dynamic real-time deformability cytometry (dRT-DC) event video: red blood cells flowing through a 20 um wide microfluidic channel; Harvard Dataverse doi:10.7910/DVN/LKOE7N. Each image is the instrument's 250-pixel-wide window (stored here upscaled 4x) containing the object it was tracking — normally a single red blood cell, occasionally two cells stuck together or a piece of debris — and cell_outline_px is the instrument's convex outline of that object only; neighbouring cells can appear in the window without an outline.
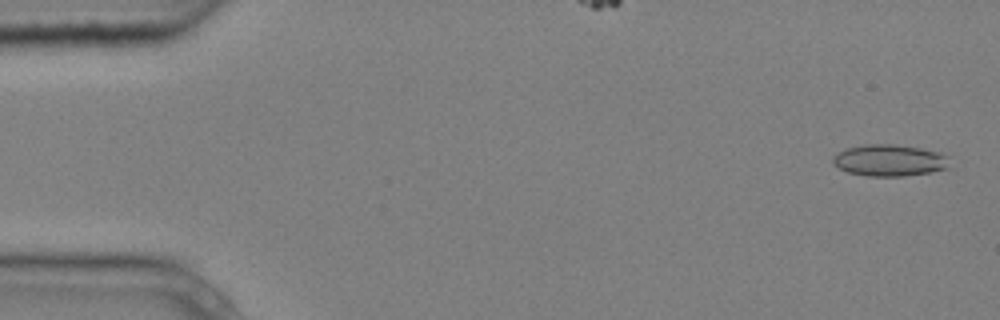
{"species": "common noctule bat (a hibernating species)", "species_latin": "Nyctalus noctula", "temperature_condition": "cold", "stored_images_in_passage": 4, "camera_frame_rate_fps": 3000, "um_per_image_px": 0.085, "animal": {"sex": "male", "body_mass_g": 20.4}, "frame": {"image": 1, "passage_image": 1, "time_ms": 0.0, "image_size_px": [1000, 320], "cell_outline_px": [[952, 168], [928, 172], [900, 176], [868, 176], [848, 172], [832, 164], [832, 156], [844, 148], [864, 144], [892, 144], [920, 148], [936, 152], [948, 156]], "centroid_in_image_um": [75.59, 13.62], "position_along_channel_um": 9.4, "area_um2": 21.62}}